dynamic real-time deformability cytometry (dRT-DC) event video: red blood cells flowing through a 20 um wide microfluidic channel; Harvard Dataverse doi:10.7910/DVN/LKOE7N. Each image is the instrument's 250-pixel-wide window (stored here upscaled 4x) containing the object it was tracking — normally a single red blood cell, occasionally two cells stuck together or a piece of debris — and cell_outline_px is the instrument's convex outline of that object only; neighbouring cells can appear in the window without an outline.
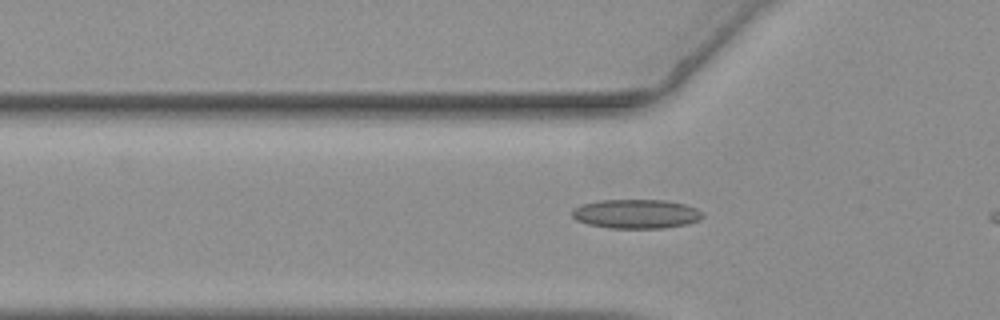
{"species": "common noctule bat (a hibernating species)", "species_latin": "Nyctalus noctula", "temperature_condition": "warm", "stored_images_in_passage": 40, "camera_frame_rate_fps": 3000, "um_per_image_px": 0.085, "animal": {"sex": "female", "body_mass_g": 19.3, "forearm_length_mm": 54.1}, "frame": {"image": 1, "passage_image": 12, "time_ms": 3.667, "image_size_px": [1000, 320], "cell_outline_px": [[704, 216], [700, 220], [688, 224], [664, 228], [612, 228], [588, 224], [576, 220], [572, 216], [572, 208], [580, 204], [600, 200], [664, 200], [684, 204], [696, 208], [704, 212]], "centroid_in_image_um": [54.08, 18.18], "position_along_channel_um": 71.7, "area_um2": 22.37}}
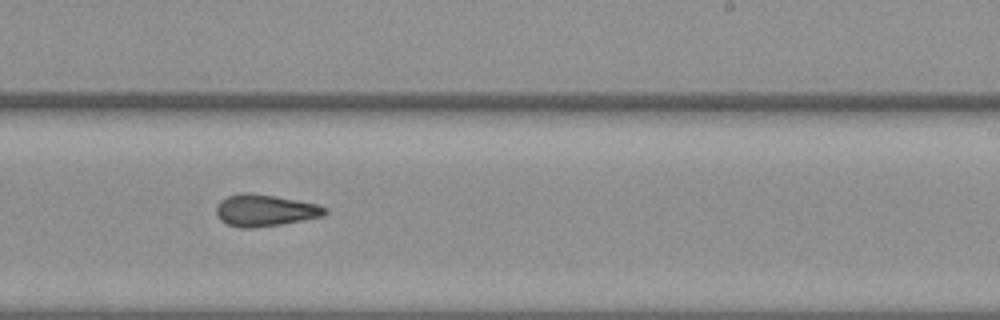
{"frame": {"image": 2, "passage_image": 28, "time_ms": 9.0, "image_size_px": [1000, 320], "cell_outline_px": [[328, 212], [324, 216], [280, 224], [252, 228], [240, 228], [228, 224], [220, 220], [216, 212], [216, 204], [220, 200], [228, 196], [244, 192], [248, 192], [296, 200], [316, 204], [328, 208]], "centroid_in_image_um": [22.5, 17.88], "position_along_channel_um": 266.5, "area_um2": 20.0}}
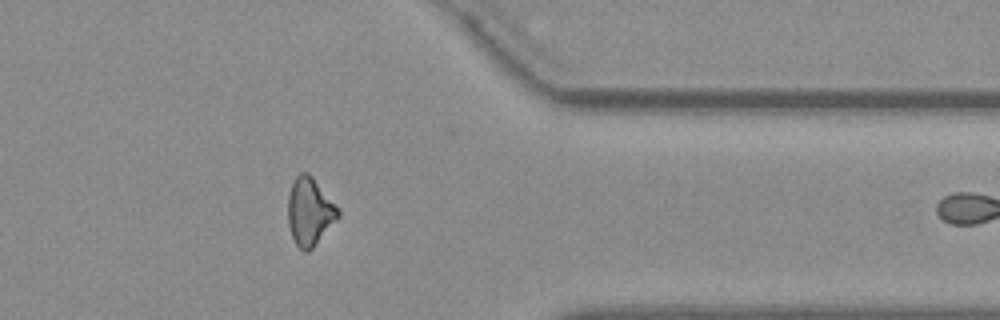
{"frame": {"image": 3, "passage_image": 39, "time_ms": 12.667, "image_size_px": [1000, 320], "cell_outline_px": [[340, 216], [312, 248], [308, 252], [304, 252], [296, 244], [292, 236], [288, 224], [288, 196], [292, 184], [296, 176], [300, 172], [308, 172], [312, 176], [340, 208]], "centroid_in_image_um": [26.34, 17.97], "position_along_channel_um": 385.1, "area_um2": 19.83}}